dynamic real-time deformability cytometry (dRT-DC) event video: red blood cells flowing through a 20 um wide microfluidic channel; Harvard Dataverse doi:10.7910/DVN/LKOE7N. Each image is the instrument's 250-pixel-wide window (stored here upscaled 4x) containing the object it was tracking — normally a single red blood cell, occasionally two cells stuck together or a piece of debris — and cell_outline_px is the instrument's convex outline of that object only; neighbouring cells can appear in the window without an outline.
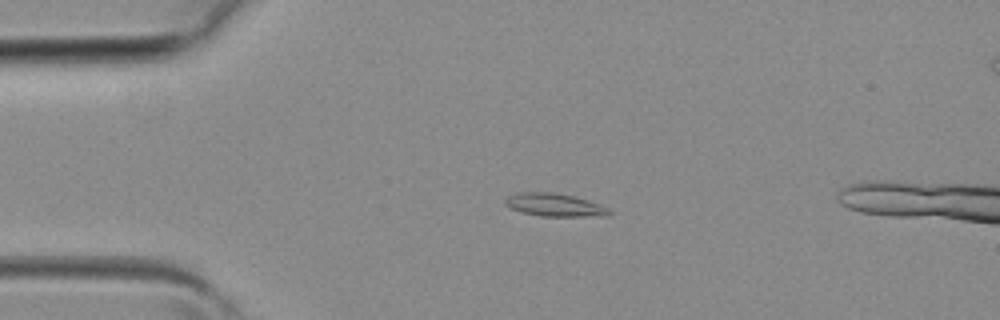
{"species": "common noctule bat (a hibernating species)", "species_latin": "Nyctalus noctula", "temperature_condition": "room temperature", "stored_images_in_passage": 2, "camera_frame_rate_fps": 3000, "um_per_image_px": 0.085, "animal": {"sex": "female", "body_mass_g": 19.3, "forearm_length_mm": 54.1}, "frame": {"image": 1, "passage_image": 2, "time_ms": 0.333, "image_size_px": [1000, 320], "cell_outline_px": [[612, 212], [608, 216], [540, 216], [520, 212], [504, 204], [504, 200], [508, 196], [516, 192], [552, 192], [572, 196], [588, 200], [600, 204], [608, 208]], "centroid_in_image_um": [47.13, 17.42], "position_along_channel_um": 37.9, "area_um2": 13.99}}